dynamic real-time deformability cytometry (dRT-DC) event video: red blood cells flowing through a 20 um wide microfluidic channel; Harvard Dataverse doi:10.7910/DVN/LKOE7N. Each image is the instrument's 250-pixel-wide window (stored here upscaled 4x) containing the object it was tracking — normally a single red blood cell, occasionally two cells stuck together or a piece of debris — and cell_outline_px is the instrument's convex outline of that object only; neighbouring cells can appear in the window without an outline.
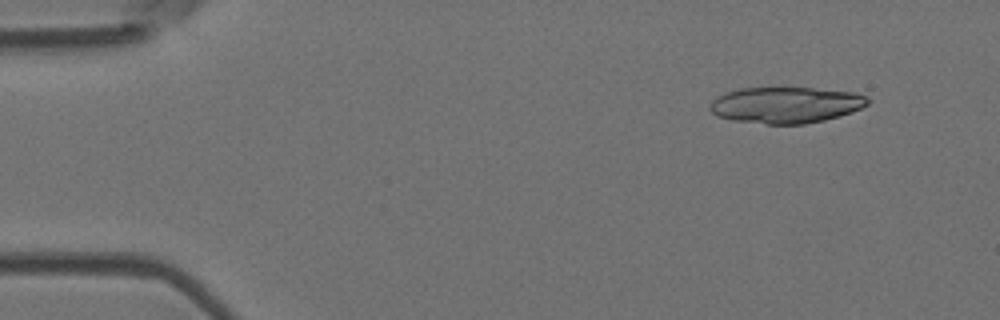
{"species": "Egyptian fruit bat (a non-hibernating species)", "species_latin": "Rousettus aegyptiacus", "temperature_condition": "room temperature", "stored_images_in_passage": 4, "camera_frame_rate_fps": 3000, "um_per_image_px": 0.085, "animal": {"sex": "female"}, "frame": {"image": 1, "passage_image": 1, "time_ms": 0.0, "image_size_px": [1000, 320], "cell_outline_px": [[868, 104], [860, 108], [824, 120], [804, 124], [768, 124], [732, 120], [716, 116], [708, 108], [712, 100], [716, 96], [724, 92], [740, 88], [812, 88], [852, 92], [864, 96], [868, 100]], "centroid_in_image_um": [66.7, 8.92], "position_along_channel_um": 18.3, "area_um2": 33.06}}